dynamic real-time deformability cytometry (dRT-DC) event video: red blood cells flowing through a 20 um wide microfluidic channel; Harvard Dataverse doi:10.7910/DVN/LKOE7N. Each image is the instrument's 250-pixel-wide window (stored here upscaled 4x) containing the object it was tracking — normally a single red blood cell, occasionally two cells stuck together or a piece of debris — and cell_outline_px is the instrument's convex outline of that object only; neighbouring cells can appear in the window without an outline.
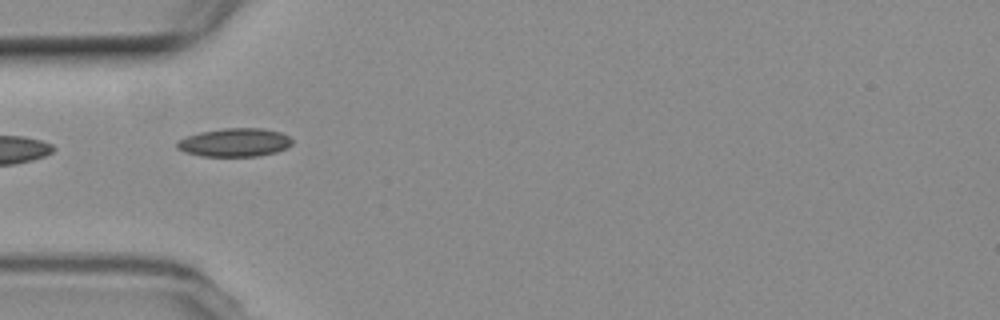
{"species": "common noctule bat (a hibernating species)", "species_latin": "Nyctalus noctula", "temperature_condition": "room temperature", "stored_images_in_passage": 10, "camera_frame_rate_fps": 3000, "um_per_image_px": 0.085, "animal": {"sex": "female", "body_mass_g": 19.3, "forearm_length_mm": 54.1}, "frame": {"image": 1, "passage_image": 4, "time_ms": 4.667, "image_size_px": [1000, 320], "cell_outline_px": [[292, 144], [276, 152], [256, 156], [200, 156], [184, 152], [176, 148], [176, 144], [180, 140], [188, 136], [200, 132], [224, 128], [264, 128], [280, 132], [288, 136], [292, 140]], "centroid_in_image_um": [19.94, 12.11], "position_along_channel_um": 65.1, "area_um2": 18.96}}
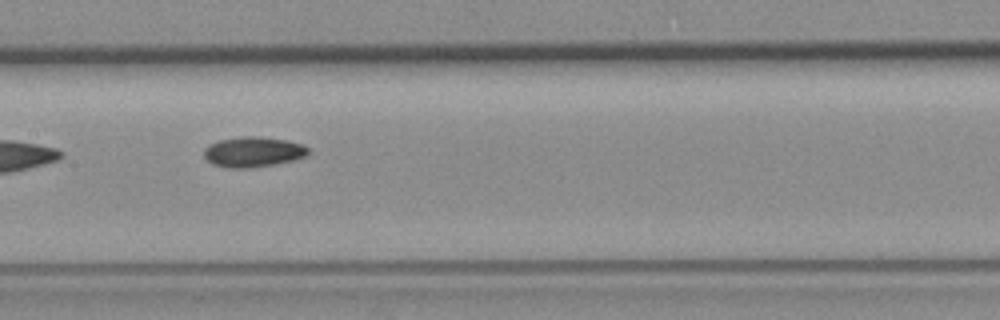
{"frame": {"image": 2, "passage_image": 7, "time_ms": 8.0, "image_size_px": [1000, 320], "cell_outline_px": [[312, 152], [308, 156], [276, 164], [248, 168], [228, 168], [212, 164], [204, 156], [204, 148], [208, 144], [220, 140], [240, 136], [256, 136], [288, 140], [300, 144], [308, 148]], "centroid_in_image_um": [21.53, 12.91], "position_along_channel_um": 185.9, "area_um2": 18.55}}
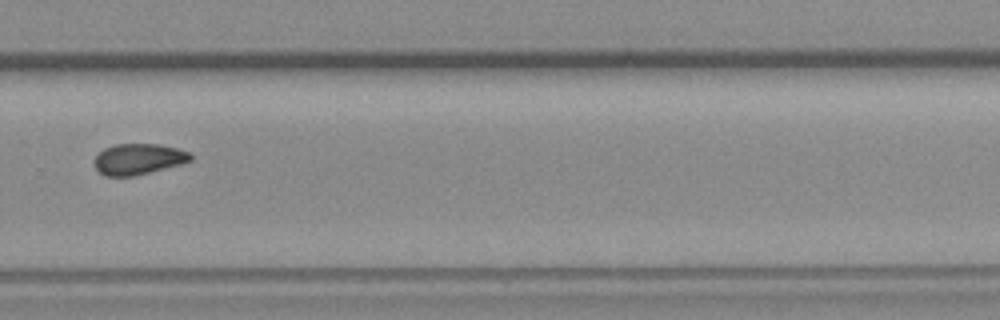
{"frame": {"image": 3, "passage_image": 10, "time_ms": 11.667, "image_size_px": [1000, 320], "cell_outline_px": [[192, 160], [180, 164], [132, 176], [104, 176], [96, 168], [96, 156], [104, 148], [116, 144], [160, 144], [176, 148], [188, 152], [192, 156]], "centroid_in_image_um": [11.76, 13.51], "position_along_channel_um": 318.0, "area_um2": 16.99}}